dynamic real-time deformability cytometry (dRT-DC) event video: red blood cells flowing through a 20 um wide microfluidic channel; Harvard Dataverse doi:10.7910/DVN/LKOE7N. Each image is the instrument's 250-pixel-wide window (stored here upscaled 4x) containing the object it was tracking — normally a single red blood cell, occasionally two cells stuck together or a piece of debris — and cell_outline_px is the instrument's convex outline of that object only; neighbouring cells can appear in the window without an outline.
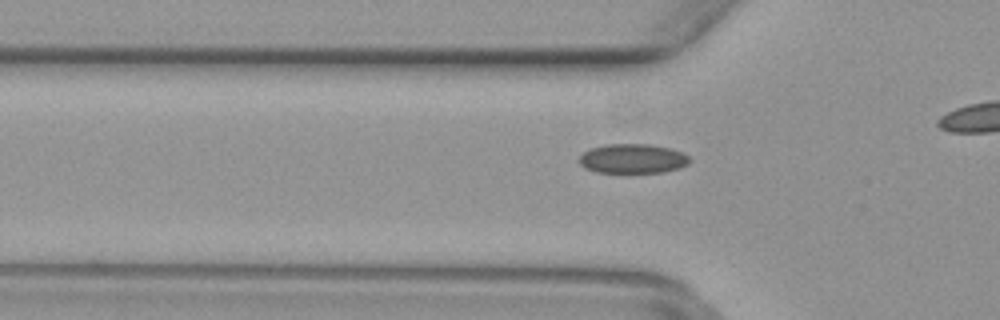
{"species": "common noctule bat (a hibernating species)", "species_latin": "Nyctalus noctula", "temperature_condition": "warm", "stored_images_in_passage": 40, "camera_frame_rate_fps": 3000, "um_per_image_px": 0.085, "animal": {"sex": "female", "body_mass_g": 29.2, "forearm_length_mm": 56.3}, "frame": {"image": 1, "passage_image": 17, "time_ms": 5.333, "image_size_px": [1000, 320], "cell_outline_px": [[692, 160], [688, 164], [680, 168], [664, 172], [596, 172], [584, 168], [580, 164], [580, 156], [588, 148], [604, 144], [648, 144], [668, 148], [680, 152], [688, 156]], "centroid_in_image_um": [53.76, 13.48], "position_along_channel_um": 72.0, "area_um2": 18.96}}
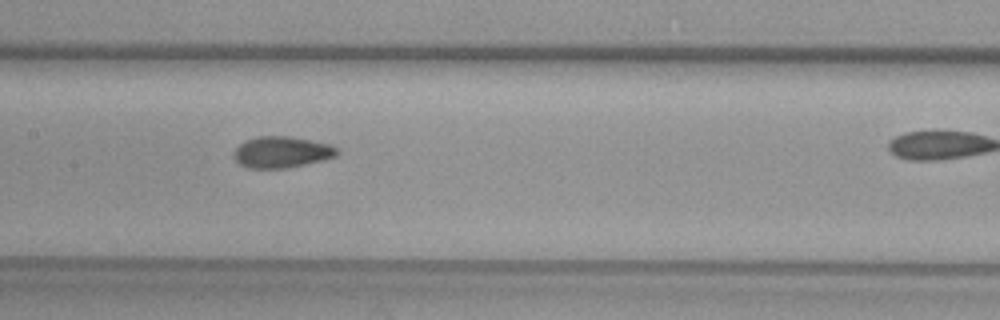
{"frame": {"image": 2, "passage_image": 25, "time_ms": 8.0, "image_size_px": [1000, 320], "cell_outline_px": [[340, 152], [336, 156], [288, 168], [248, 168], [240, 164], [232, 156], [236, 148], [240, 144], [256, 136], [292, 136], [332, 144], [340, 148]], "centroid_in_image_um": [23.98, 12.92], "position_along_channel_um": 183.4, "area_um2": 18.96}}
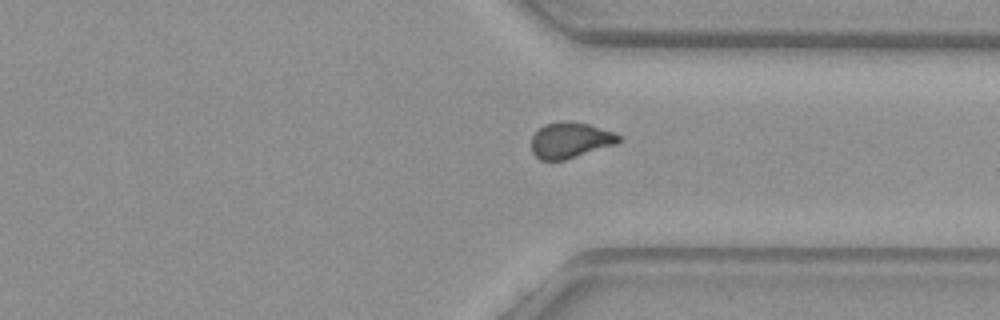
{"frame": {"image": 3, "passage_image": 38, "time_ms": 12.333, "image_size_px": [1000, 320], "cell_outline_px": [[620, 140], [616, 144], [564, 160], [540, 160], [532, 152], [532, 136], [544, 124], [564, 120], [572, 120], [588, 124], [612, 132], [620, 136]], "centroid_in_image_um": [48.45, 11.9], "position_along_channel_um": 363.0, "area_um2": 18.09}}